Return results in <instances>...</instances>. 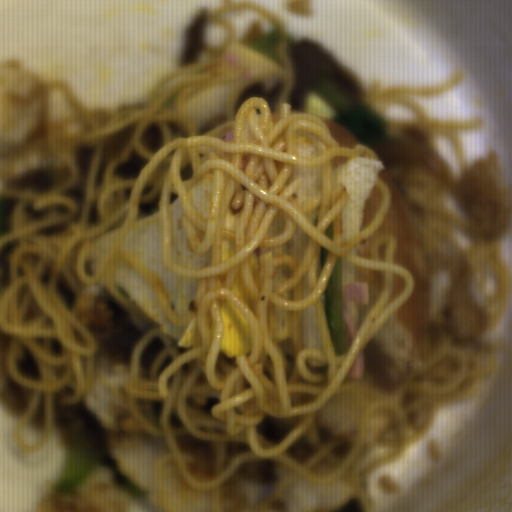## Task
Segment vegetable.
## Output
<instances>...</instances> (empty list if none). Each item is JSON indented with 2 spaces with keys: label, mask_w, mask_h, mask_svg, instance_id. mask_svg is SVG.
Returning a JSON list of instances; mask_svg holds the SVG:
<instances>
[{
  "label": "vegetable",
  "mask_w": 512,
  "mask_h": 512,
  "mask_svg": "<svg viewBox=\"0 0 512 512\" xmlns=\"http://www.w3.org/2000/svg\"><path fill=\"white\" fill-rule=\"evenodd\" d=\"M102 468L106 469L112 476L113 482L123 491L132 497H143L146 488L135 482L124 474L120 461L111 457L108 453L101 458Z\"/></svg>",
  "instance_id": "vegetable-3"
},
{
  "label": "vegetable",
  "mask_w": 512,
  "mask_h": 512,
  "mask_svg": "<svg viewBox=\"0 0 512 512\" xmlns=\"http://www.w3.org/2000/svg\"><path fill=\"white\" fill-rule=\"evenodd\" d=\"M96 459H91L87 450L70 447L63 474L56 483L55 492L72 491L92 473Z\"/></svg>",
  "instance_id": "vegetable-2"
},
{
  "label": "vegetable",
  "mask_w": 512,
  "mask_h": 512,
  "mask_svg": "<svg viewBox=\"0 0 512 512\" xmlns=\"http://www.w3.org/2000/svg\"><path fill=\"white\" fill-rule=\"evenodd\" d=\"M309 89L327 101L336 123L359 145H371L389 131L383 116L361 103L334 77L319 78Z\"/></svg>",
  "instance_id": "vegetable-1"
}]
</instances>
